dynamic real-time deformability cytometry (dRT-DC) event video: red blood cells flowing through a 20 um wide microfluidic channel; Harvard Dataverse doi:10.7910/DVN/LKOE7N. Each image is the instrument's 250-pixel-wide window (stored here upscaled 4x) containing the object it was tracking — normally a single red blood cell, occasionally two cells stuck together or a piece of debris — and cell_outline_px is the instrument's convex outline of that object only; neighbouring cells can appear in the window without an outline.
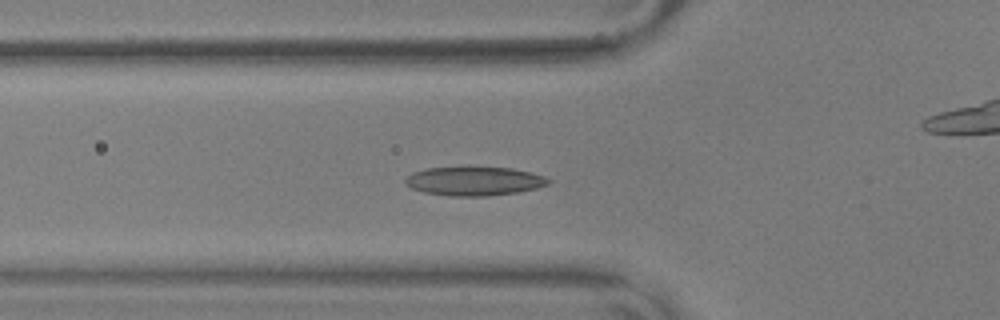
{"species": "common noctule bat (a hibernating species)", "species_latin": "Nyctalus noctula", "temperature_condition": "warm", "stored_images_in_passage": 58, "camera_frame_rate_fps": 3000, "um_per_image_px": 0.085, "animal": {"sex": "male", "body_mass_g": 17.9, "forearm_length_mm": 54.2}, "frame": {"image": 1, "passage_image": 21, "time_ms": 6.667, "image_size_px": [1000, 320], "cell_outline_px": [[552, 180], [548, 184], [536, 188], [516, 192], [488, 196], [448, 196], [424, 192], [412, 188], [404, 184], [404, 180], [412, 172], [428, 168], [512, 168], [544, 176]], "centroid_in_image_um": [40.29, 15.41], "position_along_channel_um": 85.5, "area_um2": 23.76}}
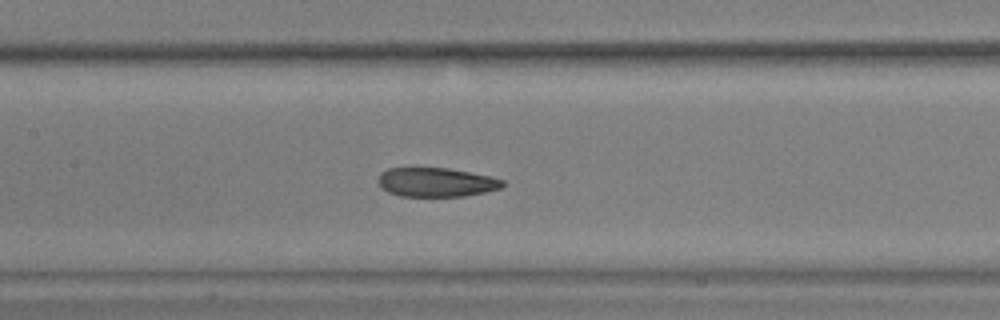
{"frame": {"image": 2, "passage_image": 28, "time_ms": 9.0, "image_size_px": [1000, 320], "cell_outline_px": [[504, 184], [500, 188], [484, 192], [464, 196], [400, 196], [388, 192], [380, 188], [376, 180], [380, 172], [388, 168], [448, 168], [488, 176], [504, 180]], "centroid_in_image_um": [37.0, 15.49], "position_along_channel_um": 170.4, "area_um2": 21.1}}
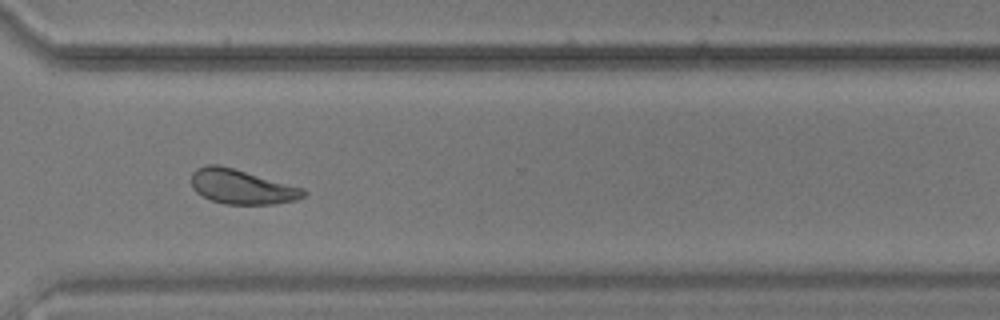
{"frame": {"image": 3, "passage_image": 43, "time_ms": 14.0, "image_size_px": [1000, 320], "cell_outline_px": [[308, 192], [304, 196], [296, 200], [276, 204], [224, 204], [212, 200], [196, 192], [192, 188], [192, 172], [196, 168], [208, 164], [220, 164], [304, 188]], "centroid_in_image_um": [20.55, 15.87], "position_along_channel_um": 350.0, "area_um2": 22.72}, "authors_computed_cell_mechanics": {"area_um2": 22.7443, "velocity_mm_per_s": 3.6042, "shape_relaxation_time_tau1_ms": 4.6953, "shape_relaxation_time_tau2_ms": 2.6299, "deformation_change_tau1": 0.1479, "deformation_change_tau2": 0.0767}}